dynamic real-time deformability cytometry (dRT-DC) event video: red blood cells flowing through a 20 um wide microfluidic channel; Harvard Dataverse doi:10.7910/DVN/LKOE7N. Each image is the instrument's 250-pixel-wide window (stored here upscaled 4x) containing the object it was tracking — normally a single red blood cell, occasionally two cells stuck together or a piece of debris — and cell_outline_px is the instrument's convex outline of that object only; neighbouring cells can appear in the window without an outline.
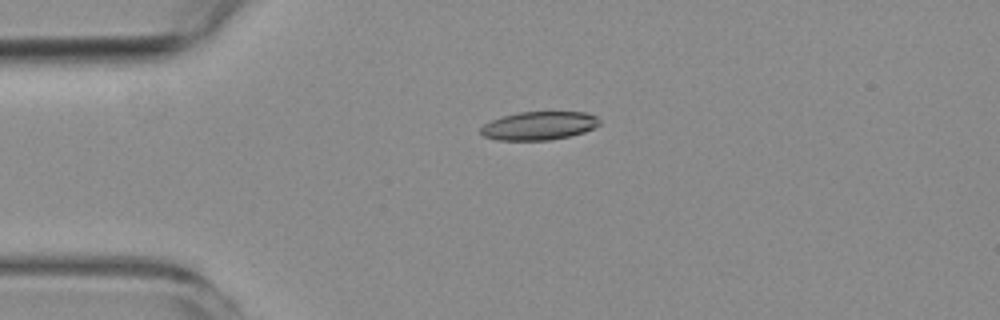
{"species": "common noctule bat (a hibernating species)", "species_latin": "Nyctalus noctula", "temperature_condition": "room temperature", "stored_images_in_passage": 2, "camera_frame_rate_fps": 3000, "um_per_image_px": 0.085, "animal": {"sex": "female", "body_mass_g": 19.3, "forearm_length_mm": 54.1}, "frame": {"image": 1, "passage_image": 1, "time_ms": 0.0, "image_size_px": [1000, 320], "cell_outline_px": [[600, 124], [584, 132], [568, 136], [548, 140], [496, 140], [484, 136], [480, 132], [480, 128], [484, 124], [492, 120], [504, 116], [520, 112], [588, 112], [596, 116], [600, 120]], "centroid_in_image_um": [45.82, 10.68], "position_along_channel_um": 39.2, "area_um2": 19.54}}